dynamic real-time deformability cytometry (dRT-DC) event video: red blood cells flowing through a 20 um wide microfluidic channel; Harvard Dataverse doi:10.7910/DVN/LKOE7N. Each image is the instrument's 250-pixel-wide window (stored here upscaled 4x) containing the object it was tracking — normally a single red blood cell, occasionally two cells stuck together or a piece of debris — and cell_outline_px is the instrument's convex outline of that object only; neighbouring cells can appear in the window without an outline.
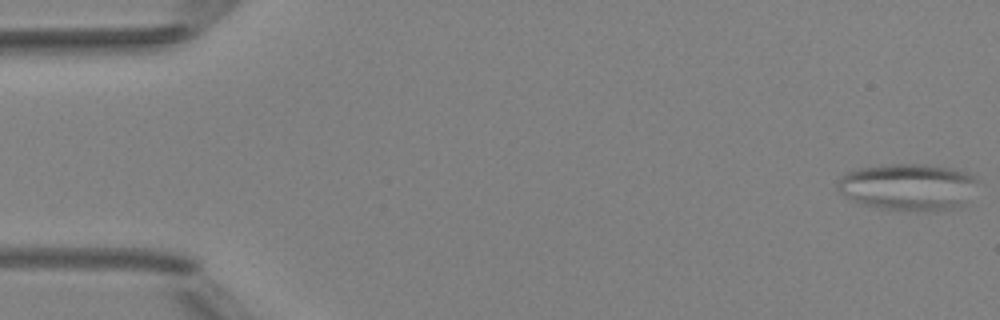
{"species": "Egyptian fruit bat (a non-hibernating species)", "species_latin": "Rousettus aegyptiacus", "temperature_condition": "room temperature", "stored_images_in_passage": 5, "camera_frame_rate_fps": 3000, "um_per_image_px": 0.085, "animal": {"sex": "female"}, "frame": {"image": 1, "passage_image": 1, "time_ms": 0.0, "image_size_px": [1000, 320], "cell_outline_px": [[980, 180], [964, 204], [956, 208], [880, 208], [864, 204], [852, 200], [840, 192], [836, 188], [836, 184], [840, 176], [856, 168], [892, 164], [924, 164], [952, 168], [968, 172], [976, 176]], "centroid_in_image_um": [77.19, 15.83], "position_along_channel_um": 7.8, "area_um2": 37.51}}